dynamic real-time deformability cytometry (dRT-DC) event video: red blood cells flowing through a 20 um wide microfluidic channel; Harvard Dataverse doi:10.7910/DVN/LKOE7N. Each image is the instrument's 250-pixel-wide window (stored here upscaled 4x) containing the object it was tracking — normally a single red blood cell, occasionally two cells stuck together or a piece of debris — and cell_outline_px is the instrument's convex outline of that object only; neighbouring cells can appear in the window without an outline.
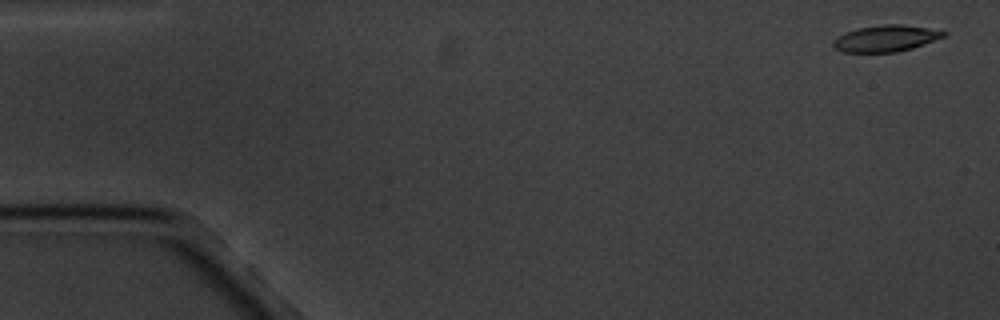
{"species": "common noctule bat (a hibernating species)", "species_latin": "Nyctalus noctula", "temperature_condition": "cold", "stored_images_in_passage": 4, "camera_frame_rate_fps": 3000, "um_per_image_px": 0.085, "animal": {"sex": "male", "body_mass_g": 20.1, "forearm_length_mm": 53.5}, "frame": {"image": 1, "passage_image": 1, "time_ms": 0.0, "image_size_px": [1000, 320], "cell_outline_px": [[948, 32], [944, 36], [912, 48], [896, 52], [844, 52], [836, 48], [832, 44], [832, 40], [844, 32], [856, 28], [880, 24], [904, 24], [928, 28]], "centroid_in_image_um": [75.25, 3.25], "position_along_channel_um": 9.8, "area_um2": 16.99}}
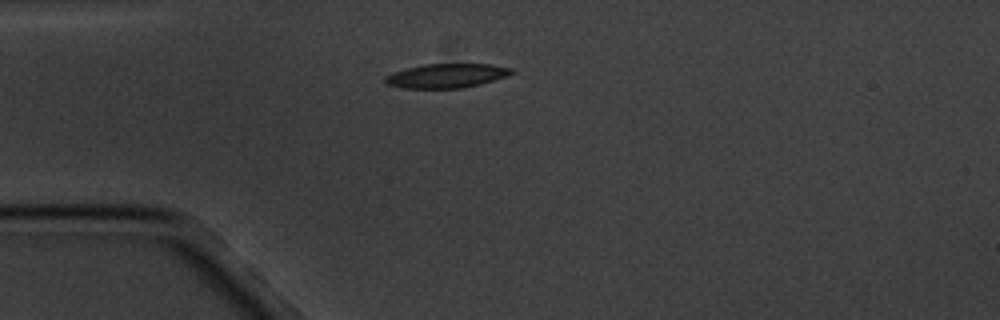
{"frame": {"image": 2, "passage_image": 4, "time_ms": 4.333, "image_size_px": [1000, 320], "cell_outline_px": [[516, 72], [508, 76], [480, 84], [464, 88], [404, 88], [384, 84], [384, 76], [392, 72], [424, 64], [492, 64], [512, 68]], "centroid_in_image_um": [37.96, 6.44], "position_along_channel_um": 47.0, "area_um2": 17.98}}